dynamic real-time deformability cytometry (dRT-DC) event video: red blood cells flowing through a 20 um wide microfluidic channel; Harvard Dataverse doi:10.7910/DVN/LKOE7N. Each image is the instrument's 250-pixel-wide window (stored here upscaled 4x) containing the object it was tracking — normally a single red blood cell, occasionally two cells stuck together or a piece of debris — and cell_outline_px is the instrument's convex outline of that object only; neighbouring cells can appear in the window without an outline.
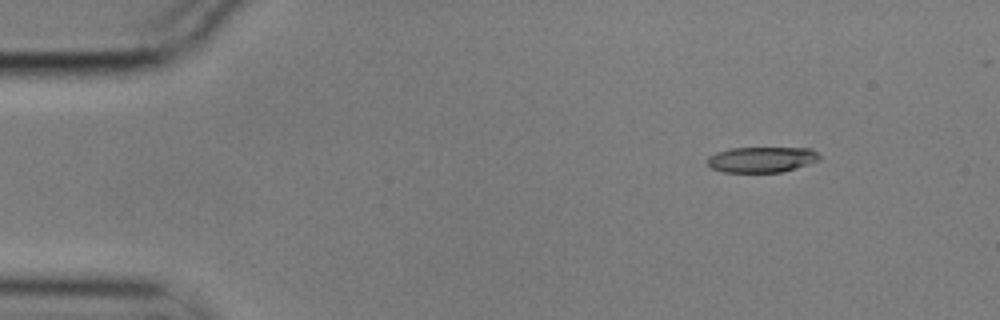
{"species": "common noctule bat (a hibernating species)", "species_latin": "Nyctalus noctula", "temperature_condition": "cold", "stored_images_in_passage": 51, "camera_frame_rate_fps": 3000, "um_per_image_px": 0.085, "animal": {"sex": "male", "body_mass_g": 17.9}, "frame": {"image": 1, "passage_image": 1, "time_ms": 0.0, "image_size_px": [1000, 320], "cell_outline_px": [[820, 160], [796, 168], [780, 172], [724, 172], [712, 168], [708, 164], [708, 156], [716, 152], [728, 148], [812, 148], [820, 156]], "centroid_in_image_um": [64.74, 13.55], "position_along_channel_um": 20.3, "area_um2": 16.7}}
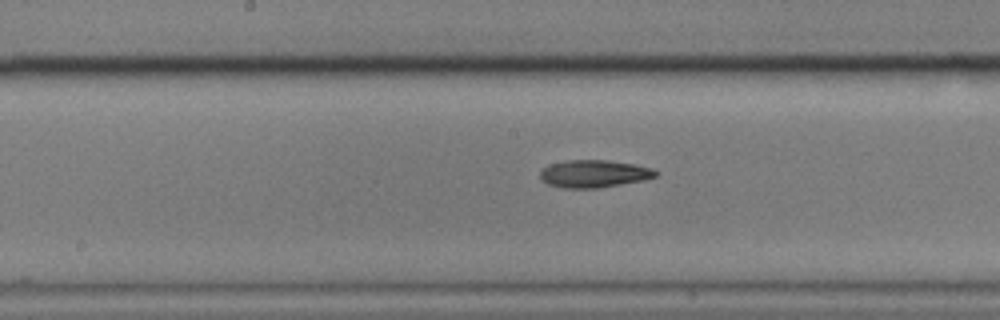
{"frame": {"image": 2, "passage_image": 23, "time_ms": 7.333, "image_size_px": [1000, 320], "cell_outline_px": [[660, 172], [656, 176], [644, 180], [600, 188], [560, 188], [548, 184], [540, 180], [540, 172], [544, 168], [552, 164], [568, 160], [608, 160], [636, 164], [652, 168]], "centroid_in_image_um": [50.52, 14.77], "position_along_channel_um": 197.7, "area_um2": 18.67}}
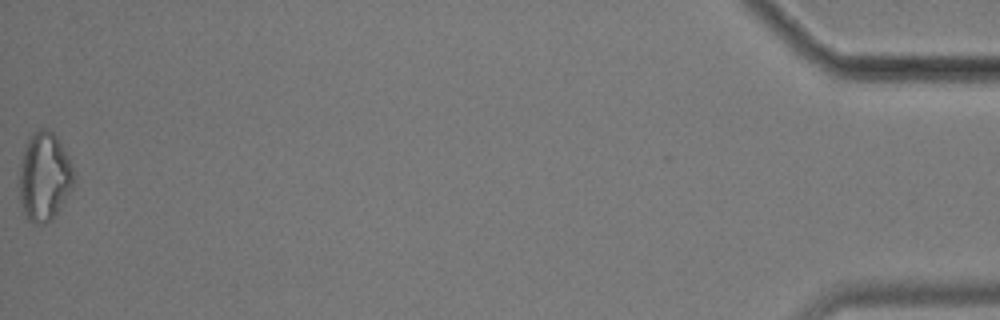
{"frame": {"image": 3, "passage_image": 51, "time_ms": 16.667, "image_size_px": [1000, 320], "cell_outline_px": [[76, 176], [72, 188], [56, 216], [52, 220], [44, 224], [32, 224], [28, 220], [24, 212], [20, 200], [16, 184], [24, 148], [28, 140], [40, 128], [48, 128], [60, 140], [76, 172]], "centroid_in_image_um": [3.77, 15.05], "position_along_channel_um": 431.4, "area_um2": 28.9}}